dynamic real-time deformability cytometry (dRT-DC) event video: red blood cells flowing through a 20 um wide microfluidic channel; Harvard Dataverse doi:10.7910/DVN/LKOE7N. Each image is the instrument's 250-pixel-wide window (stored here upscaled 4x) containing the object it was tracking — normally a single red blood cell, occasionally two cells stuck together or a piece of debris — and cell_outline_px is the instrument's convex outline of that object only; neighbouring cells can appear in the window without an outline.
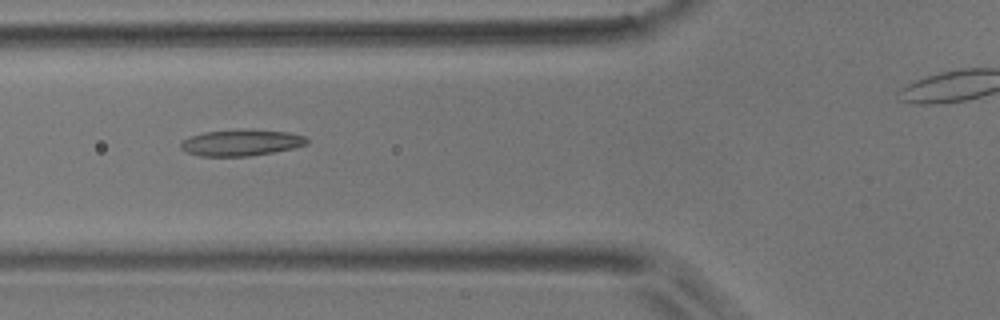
{"species": "common noctule bat (a hibernating species)", "species_latin": "Nyctalus noctula", "temperature_condition": "room temperature", "stored_images_in_passage": 8, "camera_frame_rate_fps": 3000, "um_per_image_px": 0.085, "animal": {"sex": "male", "body_mass_g": 17.9}, "frame": {"image": 1, "passage_image": 6, "time_ms": 6.0, "image_size_px": [1000, 320], "cell_outline_px": [[308, 144], [296, 148], [248, 156], [200, 156], [184, 152], [180, 148], [180, 144], [184, 140], [192, 136], [204, 132], [244, 128], [288, 132], [304, 136], [308, 140]], "centroid_in_image_um": [20.51, 12.12], "position_along_channel_um": 105.3, "area_um2": 19.54}}
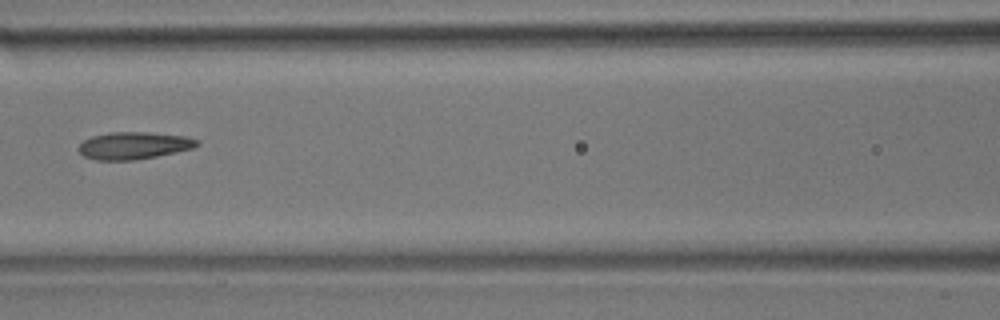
{"frame": {"image": 2, "passage_image": 7, "time_ms": 7.333, "image_size_px": [1000, 320], "cell_outline_px": [[200, 144], [192, 148], [156, 156], [136, 160], [96, 160], [84, 156], [76, 148], [84, 140], [92, 136], [108, 132], [148, 132], [184, 136], [200, 140]], "centroid_in_image_um": [11.35, 12.37], "position_along_channel_um": 155.3, "area_um2": 18.79}}